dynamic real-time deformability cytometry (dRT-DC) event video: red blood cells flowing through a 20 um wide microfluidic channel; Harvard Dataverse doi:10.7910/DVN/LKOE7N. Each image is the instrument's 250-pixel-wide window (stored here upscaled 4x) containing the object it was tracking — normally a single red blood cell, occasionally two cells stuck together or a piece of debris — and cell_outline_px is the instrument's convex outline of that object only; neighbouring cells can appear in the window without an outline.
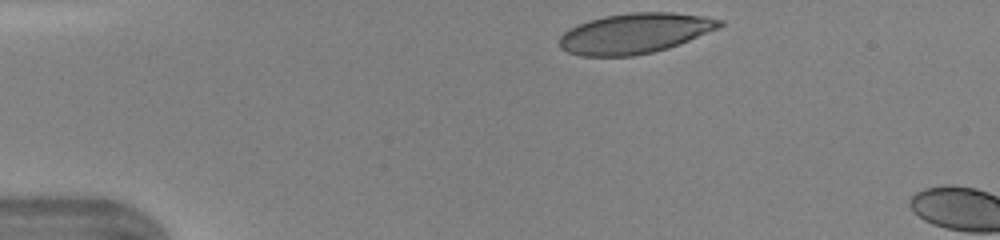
{"species": "human", "species_latin": "Homo sapiens", "temperature_condition": "warm", "stored_images_in_passage": 4, "camera_frame_rate_fps": 3000, "um_per_image_px": 0.085, "donor": {"sex": "female"}, "frame": {"image": 1, "passage_image": 1, "time_ms": 0.0, "image_size_px": [1000, 240], "cell_outline_px": [[724, 24], [720, 28], [668, 48], [652, 52], [632, 56], [580, 56], [568, 52], [560, 48], [560, 36], [564, 32], [588, 20], [604, 16], [632, 12], [672, 12], [704, 16], [724, 20]], "centroid_in_image_um": [53.99, 2.83], "position_along_channel_um": 31.0, "area_um2": 37.51}}